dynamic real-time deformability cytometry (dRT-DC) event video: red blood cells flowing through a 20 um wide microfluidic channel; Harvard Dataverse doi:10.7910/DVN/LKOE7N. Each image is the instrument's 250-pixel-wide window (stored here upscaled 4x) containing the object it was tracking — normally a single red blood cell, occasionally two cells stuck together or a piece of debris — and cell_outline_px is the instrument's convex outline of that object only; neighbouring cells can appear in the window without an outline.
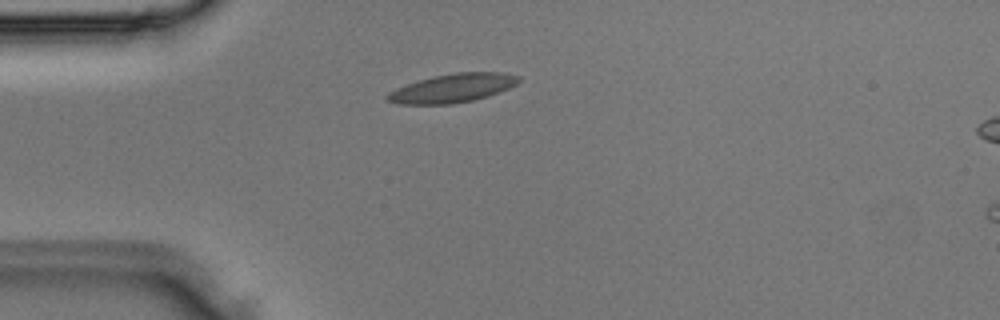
{"species": "Egyptian fruit bat (a non-hibernating species)", "species_latin": "Rousettus aegyptiacus", "temperature_condition": "room temperature", "stored_images_in_passage": 4, "camera_frame_rate_fps": 3000, "um_per_image_px": 0.085, "animal": {"sex": "male"}, "frame": {"image": 1, "passage_image": 4, "time_ms": 1.0, "image_size_px": [1000, 320], "cell_outline_px": [[520, 80], [516, 84], [500, 92], [488, 96], [472, 100], [452, 104], [396, 104], [384, 100], [384, 96], [388, 92], [396, 88], [432, 76], [456, 72], [504, 72], [520, 76]], "centroid_in_image_um": [38.44, 7.49], "position_along_channel_um": 46.6, "area_um2": 22.08}}